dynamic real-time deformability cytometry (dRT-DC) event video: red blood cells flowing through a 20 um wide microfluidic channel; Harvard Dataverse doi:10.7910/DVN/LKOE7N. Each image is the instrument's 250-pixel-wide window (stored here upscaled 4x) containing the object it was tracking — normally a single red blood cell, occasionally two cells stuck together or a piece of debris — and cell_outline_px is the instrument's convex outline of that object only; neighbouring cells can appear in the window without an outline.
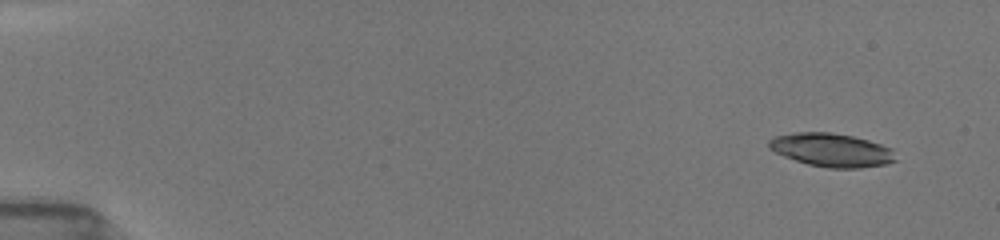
{"species": "common noctule bat (a hibernating species)", "species_latin": "Nyctalus noctula", "temperature_condition": "room temperature", "stored_images_in_passage": 14, "camera_frame_rate_fps": 3000, "um_per_image_px": 0.085, "animal": {"sex": "female", "body_mass_g": 19.5, "forearm_length_mm": 54.1}, "frame": {"image": 1, "passage_image": 1, "time_ms": 0.0, "image_size_px": [1000, 240], "cell_outline_px": [[896, 160], [884, 164], [860, 168], [828, 168], [808, 164], [784, 156], [768, 148], [768, 140], [776, 136], [796, 132], [828, 132], [852, 136], [868, 140], [892, 148]], "centroid_in_image_um": [70.67, 12.75], "position_along_channel_um": 14.3, "area_um2": 24.51}}
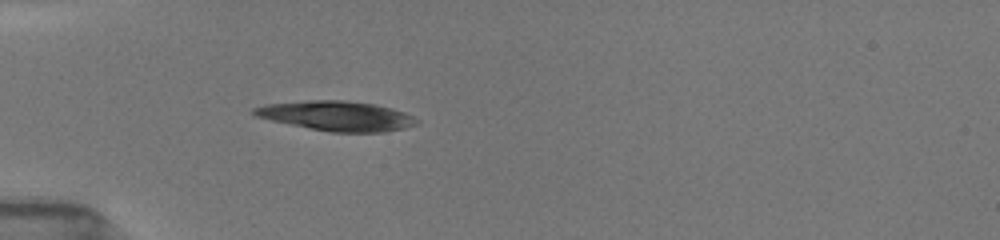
{"frame": {"image": 2, "passage_image": 10, "time_ms": 4.333, "image_size_px": [1000, 240], "cell_outline_px": [[416, 124], [404, 128], [384, 132], [328, 132], [308, 128], [272, 120], [256, 116], [252, 112], [252, 108], [268, 104], [308, 100], [344, 100], [372, 104], [388, 108], [412, 116], [416, 120]], "centroid_in_image_um": [28.57, 9.86], "position_along_channel_um": 56.4, "area_um2": 27.63}}
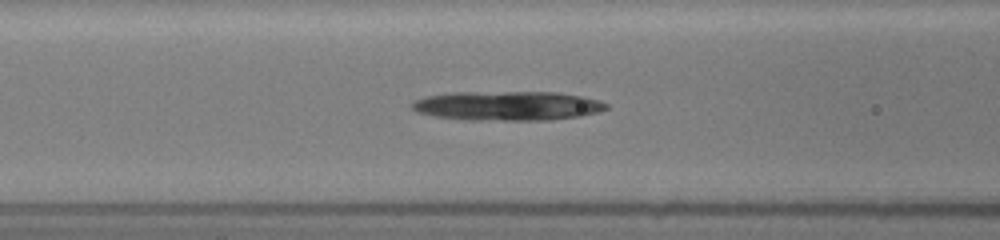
{"frame": {"image": 3, "passage_image": 14, "time_ms": 6.333, "image_size_px": [1000, 240], "cell_outline_px": [[608, 108], [596, 112], [580, 116], [548, 120], [468, 120], [436, 116], [416, 112], [412, 108], [412, 104], [416, 100], [428, 96], [460, 92], [556, 92], [584, 96], [608, 104]], "centroid_in_image_um": [43.16, 8.99], "position_along_channel_um": 123.4, "area_um2": 32.95}}